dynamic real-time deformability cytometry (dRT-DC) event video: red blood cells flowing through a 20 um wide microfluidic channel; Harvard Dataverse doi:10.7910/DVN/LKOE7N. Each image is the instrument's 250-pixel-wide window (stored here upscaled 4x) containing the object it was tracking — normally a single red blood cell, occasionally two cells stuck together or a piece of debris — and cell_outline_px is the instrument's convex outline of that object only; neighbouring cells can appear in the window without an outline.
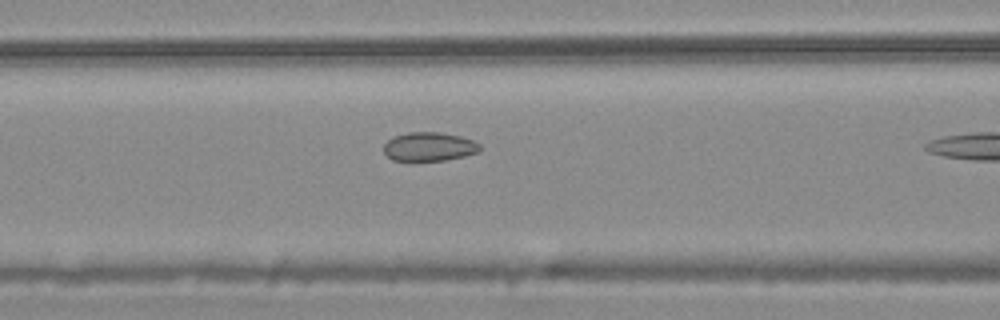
{"species": "common noctule bat (a hibernating species)", "species_latin": "Nyctalus noctula", "temperature_condition": "warm", "stored_images_in_passage": 21, "camera_frame_rate_fps": 3000, "um_per_image_px": 0.085, "animal": {"sex": "male", "body_mass_g": 20.4}, "frame": {"image": 1, "passage_image": 10, "time_ms": 3.0, "image_size_px": [1000, 320], "cell_outline_px": [[480, 148], [476, 152], [464, 156], [444, 160], [392, 160], [384, 152], [384, 144], [392, 136], [408, 132], [440, 132], [460, 136], [472, 140], [480, 144]], "centroid_in_image_um": [36.45, 12.45], "position_along_channel_um": 130.2, "area_um2": 16.01}}